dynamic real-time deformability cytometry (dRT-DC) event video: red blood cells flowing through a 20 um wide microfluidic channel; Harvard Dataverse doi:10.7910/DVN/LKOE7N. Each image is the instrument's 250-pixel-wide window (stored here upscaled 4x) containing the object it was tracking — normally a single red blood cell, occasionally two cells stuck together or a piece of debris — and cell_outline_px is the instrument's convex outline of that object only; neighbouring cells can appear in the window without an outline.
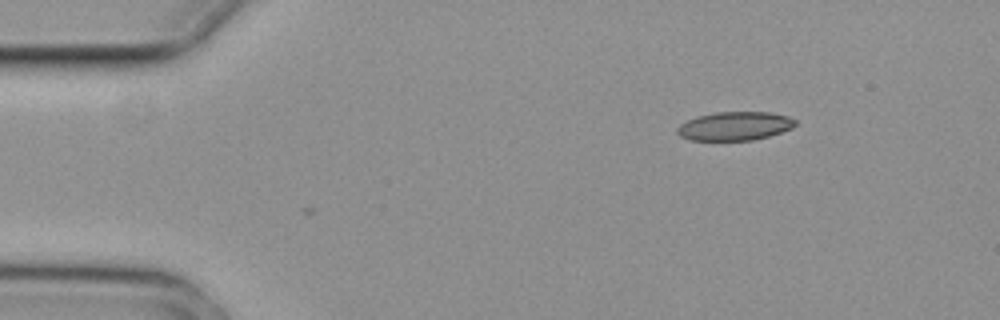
{"species": "common noctule bat (a hibernating species)", "species_latin": "Nyctalus noctula", "temperature_condition": "cold", "stored_images_in_passage": 4, "camera_frame_rate_fps": 3000, "um_per_image_px": 0.085, "animal": {"sex": "female", "body_mass_g": 29.2, "forearm_length_mm": 56.3}, "frame": {"image": 1, "passage_image": 1, "time_ms": 0.0, "image_size_px": [1000, 320], "cell_outline_px": [[796, 124], [792, 128], [768, 136], [752, 140], [688, 140], [680, 136], [676, 132], [676, 128], [680, 124], [696, 116], [716, 112], [768, 112], [788, 116], [796, 120]], "centroid_in_image_um": [62.43, 10.71], "position_along_channel_um": 22.6, "area_um2": 19.71}}
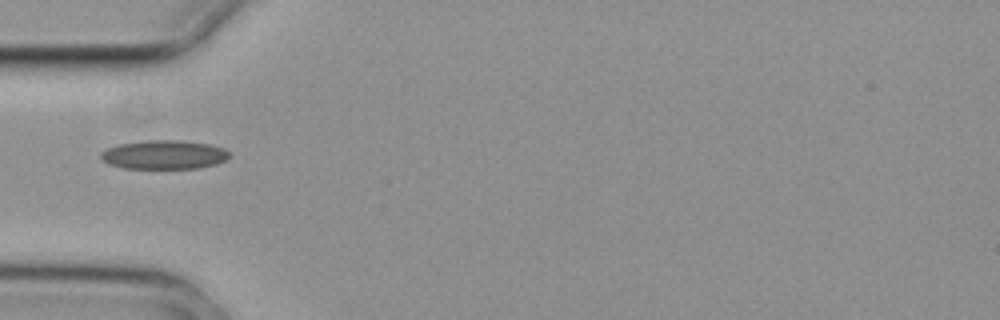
{"frame": {"image": 2, "passage_image": 4, "time_ms": 1.0, "image_size_px": [1000, 320], "cell_outline_px": [[232, 156], [216, 164], [200, 168], [124, 168], [108, 164], [100, 156], [100, 152], [108, 148], [120, 144], [144, 140], [180, 140], [208, 144], [224, 148]], "centroid_in_image_um": [13.96, 13.15], "position_along_channel_um": 71.0, "area_um2": 21.62}}